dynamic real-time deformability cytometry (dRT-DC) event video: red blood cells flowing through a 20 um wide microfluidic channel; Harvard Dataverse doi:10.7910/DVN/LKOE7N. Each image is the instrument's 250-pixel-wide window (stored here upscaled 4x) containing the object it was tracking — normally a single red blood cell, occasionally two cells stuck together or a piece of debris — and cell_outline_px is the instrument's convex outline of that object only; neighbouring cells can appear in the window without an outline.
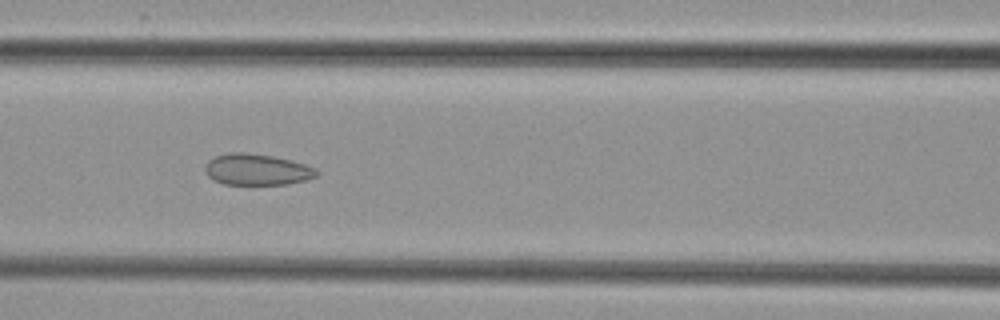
{"species": "common noctule bat (a hibernating species)", "species_latin": "Nyctalus noctula", "temperature_condition": "cold", "stored_images_in_passage": 8, "camera_frame_rate_fps": 3000, "um_per_image_px": 0.085, "animal": {"sex": "female", "body_mass_g": 29.2, "forearm_length_mm": 56.3}, "frame": {"image": 1, "passage_image": 7, "time_ms": 7.0, "image_size_px": [1000, 320], "cell_outline_px": [[320, 172], [316, 176], [308, 180], [288, 184], [224, 184], [212, 180], [208, 176], [204, 168], [208, 160], [216, 156], [228, 152], [244, 152], [272, 156], [292, 160], [316, 168]], "centroid_in_image_um": [21.85, 14.41], "position_along_channel_um": 144.8, "area_um2": 20.46}}
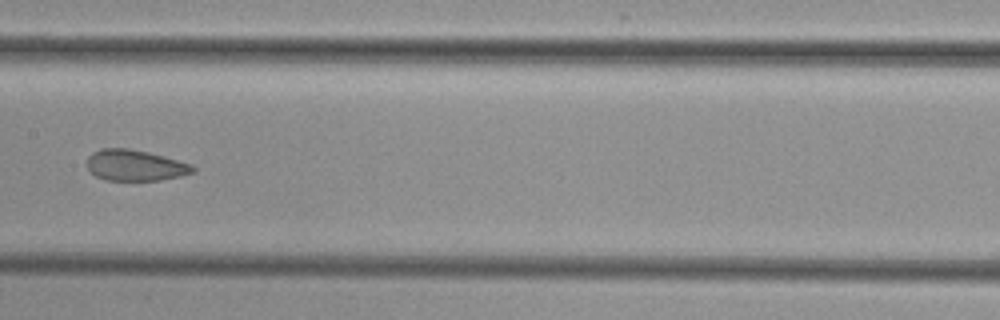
{"frame": {"image": 2, "passage_image": 8, "time_ms": 8.333, "image_size_px": [1000, 320], "cell_outline_px": [[196, 172], [180, 176], [160, 180], [104, 180], [96, 176], [88, 168], [88, 156], [92, 152], [100, 148], [128, 148], [148, 152], [164, 156], [192, 164], [196, 168]], "centroid_in_image_um": [11.51, 14.05], "position_along_channel_um": 195.9, "area_um2": 19.19}}